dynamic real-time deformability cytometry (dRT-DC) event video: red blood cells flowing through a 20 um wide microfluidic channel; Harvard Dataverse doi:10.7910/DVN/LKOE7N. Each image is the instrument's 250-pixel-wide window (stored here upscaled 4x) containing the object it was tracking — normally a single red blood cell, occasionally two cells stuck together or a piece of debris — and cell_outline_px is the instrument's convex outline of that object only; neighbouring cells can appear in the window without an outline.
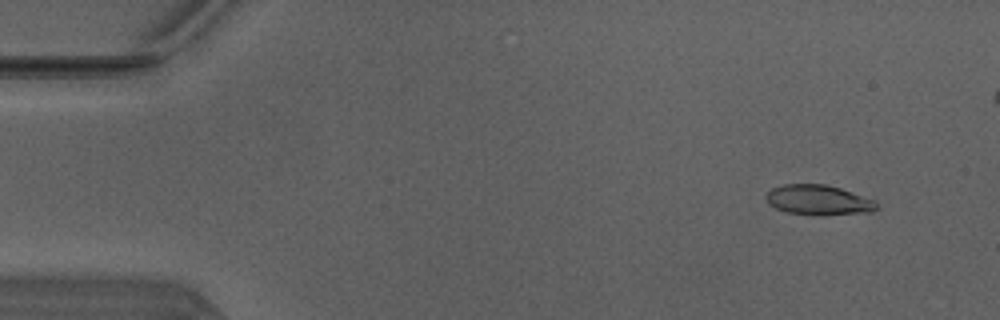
{"species": "Egyptian fruit bat (a non-hibernating species)", "species_latin": "Rousettus aegyptiacus", "temperature_condition": "warm", "stored_images_in_passage": 47, "camera_frame_rate_fps": 3000, "um_per_image_px": 0.085, "animal": {"sex": "male"}, "frame": {"image": 1, "passage_image": 4, "time_ms": 1.0, "image_size_px": [1000, 320], "cell_outline_px": [[876, 208], [872, 212], [788, 212], [776, 208], [768, 204], [764, 196], [772, 188], [784, 184], [824, 184], [840, 188], [872, 200], [876, 204]], "centroid_in_image_um": [69.46, 16.93], "position_along_channel_um": 15.5, "area_um2": 18.03}}
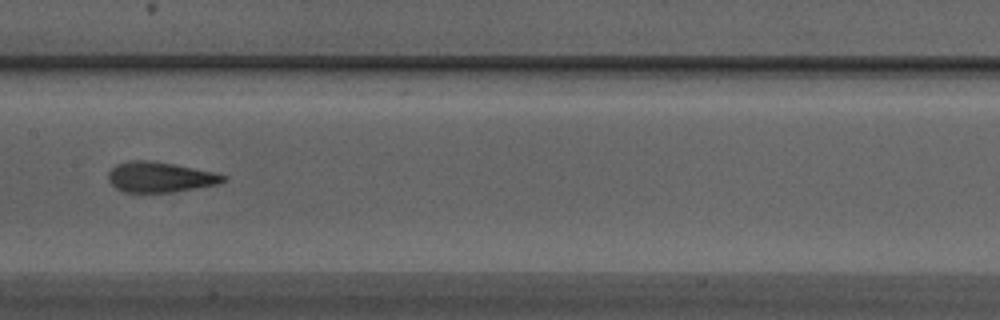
{"frame": {"image": 2, "passage_image": 25, "time_ms": 8.0, "image_size_px": [1000, 320], "cell_outline_px": [[228, 180], [220, 184], [196, 188], [168, 192], [124, 192], [116, 188], [108, 180], [108, 172], [116, 164], [128, 160], [148, 160], [172, 164], [216, 172], [228, 176]], "centroid_in_image_um": [13.63, 15.05], "position_along_channel_um": 193.8, "area_um2": 20.4}}
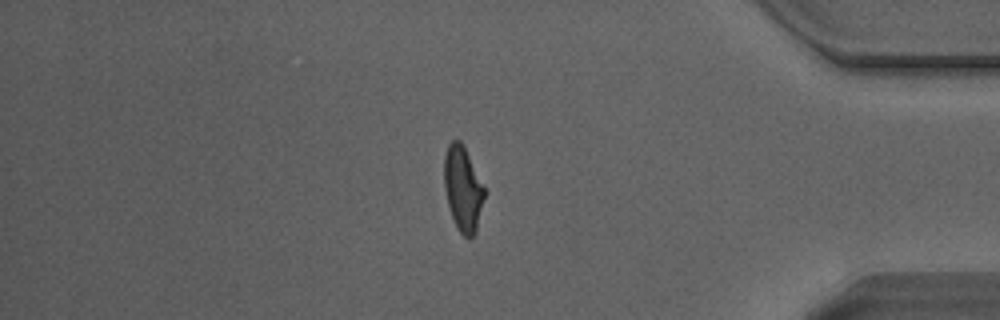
{"frame": {"image": 3, "passage_image": 42, "time_ms": 13.667, "image_size_px": [1000, 320], "cell_outline_px": [[484, 196], [476, 232], [468, 240], [456, 228], [448, 204], [444, 188], [444, 156], [448, 144], [452, 140], [460, 140], [484, 188]], "centroid_in_image_um": [39.31, 16.08], "position_along_channel_um": 395.9, "area_um2": 19.48}, "authors_computed_cell_mechanics": {"area_um2": 19.941, "velocity_mm_per_s": 4.1325, "shape_relaxation_time_tau1_ms": 3.9861, "shape_relaxation_time_tau2_ms": 0.6671, "deformation_change_tau1": 0.1998, "deformation_change_tau2": 0.0886}}